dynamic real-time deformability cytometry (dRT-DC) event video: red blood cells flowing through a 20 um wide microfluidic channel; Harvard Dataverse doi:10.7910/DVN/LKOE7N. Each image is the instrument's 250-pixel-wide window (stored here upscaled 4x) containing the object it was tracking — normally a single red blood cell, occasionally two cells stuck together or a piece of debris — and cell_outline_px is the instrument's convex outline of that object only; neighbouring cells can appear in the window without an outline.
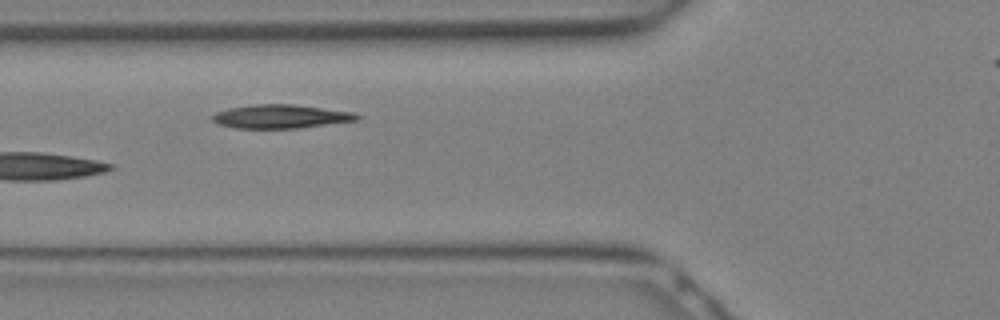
{"species": "Egyptian fruit bat (a non-hibernating species)", "species_latin": "Rousettus aegyptiacus", "temperature_condition": "warm", "stored_images_in_passage": 8, "camera_frame_rate_fps": 3000, "um_per_image_px": 0.085, "animal": {"sex": "female"}, "frame": {"image": 1, "passage_image": 3, "time_ms": 0.667, "image_size_px": [1000, 320], "cell_outline_px": [[360, 120], [300, 128], [236, 128], [220, 124], [212, 120], [212, 116], [216, 112], [228, 108], [256, 104], [292, 104], [356, 112], [360, 116]], "centroid_in_image_um": [23.92, 9.9], "position_along_channel_um": 101.9, "area_um2": 20.0}}